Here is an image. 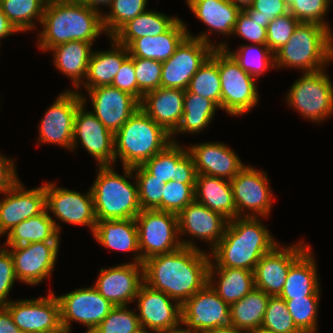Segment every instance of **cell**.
I'll return each instance as SVG.
<instances>
[{"instance_id": "obj_1", "label": "cell", "mask_w": 333, "mask_h": 333, "mask_svg": "<svg viewBox=\"0 0 333 333\" xmlns=\"http://www.w3.org/2000/svg\"><path fill=\"white\" fill-rule=\"evenodd\" d=\"M182 246L143 261L144 283L181 305L208 283L210 253Z\"/></svg>"}, {"instance_id": "obj_2", "label": "cell", "mask_w": 333, "mask_h": 333, "mask_svg": "<svg viewBox=\"0 0 333 333\" xmlns=\"http://www.w3.org/2000/svg\"><path fill=\"white\" fill-rule=\"evenodd\" d=\"M260 217H236L228 221L224 235L209 250V268H235L254 272L256 264L277 244Z\"/></svg>"}, {"instance_id": "obj_3", "label": "cell", "mask_w": 333, "mask_h": 333, "mask_svg": "<svg viewBox=\"0 0 333 333\" xmlns=\"http://www.w3.org/2000/svg\"><path fill=\"white\" fill-rule=\"evenodd\" d=\"M37 44L43 52L71 41L96 42L105 33L102 14L76 0H47Z\"/></svg>"}, {"instance_id": "obj_4", "label": "cell", "mask_w": 333, "mask_h": 333, "mask_svg": "<svg viewBox=\"0 0 333 333\" xmlns=\"http://www.w3.org/2000/svg\"><path fill=\"white\" fill-rule=\"evenodd\" d=\"M113 165L98 166L92 191L97 221L135 219L141 212L136 180L132 167H123L118 174ZM132 179V181L129 180Z\"/></svg>"}, {"instance_id": "obj_5", "label": "cell", "mask_w": 333, "mask_h": 333, "mask_svg": "<svg viewBox=\"0 0 333 333\" xmlns=\"http://www.w3.org/2000/svg\"><path fill=\"white\" fill-rule=\"evenodd\" d=\"M333 61V33L318 23L300 22L287 43L274 53L278 68H296L303 73L324 69Z\"/></svg>"}, {"instance_id": "obj_6", "label": "cell", "mask_w": 333, "mask_h": 333, "mask_svg": "<svg viewBox=\"0 0 333 333\" xmlns=\"http://www.w3.org/2000/svg\"><path fill=\"white\" fill-rule=\"evenodd\" d=\"M114 139L115 163L120 160L123 167L142 165L172 142L171 134L142 109L129 118Z\"/></svg>"}, {"instance_id": "obj_7", "label": "cell", "mask_w": 333, "mask_h": 333, "mask_svg": "<svg viewBox=\"0 0 333 333\" xmlns=\"http://www.w3.org/2000/svg\"><path fill=\"white\" fill-rule=\"evenodd\" d=\"M325 69L303 73L286 95L290 108L318 124L333 115V84Z\"/></svg>"}, {"instance_id": "obj_8", "label": "cell", "mask_w": 333, "mask_h": 333, "mask_svg": "<svg viewBox=\"0 0 333 333\" xmlns=\"http://www.w3.org/2000/svg\"><path fill=\"white\" fill-rule=\"evenodd\" d=\"M221 109L230 116L249 113L259 102L256 78L244 71L233 57L218 48Z\"/></svg>"}, {"instance_id": "obj_9", "label": "cell", "mask_w": 333, "mask_h": 333, "mask_svg": "<svg viewBox=\"0 0 333 333\" xmlns=\"http://www.w3.org/2000/svg\"><path fill=\"white\" fill-rule=\"evenodd\" d=\"M138 229L141 264L150 257L178 250V215L159 210H141L135 218Z\"/></svg>"}, {"instance_id": "obj_10", "label": "cell", "mask_w": 333, "mask_h": 333, "mask_svg": "<svg viewBox=\"0 0 333 333\" xmlns=\"http://www.w3.org/2000/svg\"><path fill=\"white\" fill-rule=\"evenodd\" d=\"M230 183L237 217L268 219L274 200L266 170H258L248 164L230 180Z\"/></svg>"}, {"instance_id": "obj_11", "label": "cell", "mask_w": 333, "mask_h": 333, "mask_svg": "<svg viewBox=\"0 0 333 333\" xmlns=\"http://www.w3.org/2000/svg\"><path fill=\"white\" fill-rule=\"evenodd\" d=\"M181 326L189 333L230 326V305L207 283L181 305Z\"/></svg>"}, {"instance_id": "obj_12", "label": "cell", "mask_w": 333, "mask_h": 333, "mask_svg": "<svg viewBox=\"0 0 333 333\" xmlns=\"http://www.w3.org/2000/svg\"><path fill=\"white\" fill-rule=\"evenodd\" d=\"M49 106L38 126L40 143L58 145L71 150L74 121L78 107L83 103L81 94L66 89Z\"/></svg>"}, {"instance_id": "obj_13", "label": "cell", "mask_w": 333, "mask_h": 333, "mask_svg": "<svg viewBox=\"0 0 333 333\" xmlns=\"http://www.w3.org/2000/svg\"><path fill=\"white\" fill-rule=\"evenodd\" d=\"M82 104L78 107L75 121L71 151L79 145L95 158L97 166L115 164V139L100 120L85 106L87 97L81 94ZM114 163V164H113Z\"/></svg>"}, {"instance_id": "obj_14", "label": "cell", "mask_w": 333, "mask_h": 333, "mask_svg": "<svg viewBox=\"0 0 333 333\" xmlns=\"http://www.w3.org/2000/svg\"><path fill=\"white\" fill-rule=\"evenodd\" d=\"M57 298L61 324L70 332L71 321L83 324L87 331H93L114 307L94 286L81 287Z\"/></svg>"}, {"instance_id": "obj_15", "label": "cell", "mask_w": 333, "mask_h": 333, "mask_svg": "<svg viewBox=\"0 0 333 333\" xmlns=\"http://www.w3.org/2000/svg\"><path fill=\"white\" fill-rule=\"evenodd\" d=\"M46 209L62 223L87 226L93 234L97 222L91 189L82 194L64 187H57L55 182H44Z\"/></svg>"}, {"instance_id": "obj_16", "label": "cell", "mask_w": 333, "mask_h": 333, "mask_svg": "<svg viewBox=\"0 0 333 333\" xmlns=\"http://www.w3.org/2000/svg\"><path fill=\"white\" fill-rule=\"evenodd\" d=\"M215 48L187 36L174 54L162 62L161 87L187 90L191 78Z\"/></svg>"}, {"instance_id": "obj_17", "label": "cell", "mask_w": 333, "mask_h": 333, "mask_svg": "<svg viewBox=\"0 0 333 333\" xmlns=\"http://www.w3.org/2000/svg\"><path fill=\"white\" fill-rule=\"evenodd\" d=\"M59 246L60 242H38L5 248L12 256L18 281L35 286L46 278L51 279Z\"/></svg>"}, {"instance_id": "obj_18", "label": "cell", "mask_w": 333, "mask_h": 333, "mask_svg": "<svg viewBox=\"0 0 333 333\" xmlns=\"http://www.w3.org/2000/svg\"><path fill=\"white\" fill-rule=\"evenodd\" d=\"M5 307L20 331L45 333L62 326L59 300L52 290L46 297L12 299Z\"/></svg>"}, {"instance_id": "obj_19", "label": "cell", "mask_w": 333, "mask_h": 333, "mask_svg": "<svg viewBox=\"0 0 333 333\" xmlns=\"http://www.w3.org/2000/svg\"><path fill=\"white\" fill-rule=\"evenodd\" d=\"M305 243V244H304ZM310 247L304 240L293 245L277 244L266 253L254 269V286L269 296L282 292L291 265Z\"/></svg>"}, {"instance_id": "obj_20", "label": "cell", "mask_w": 333, "mask_h": 333, "mask_svg": "<svg viewBox=\"0 0 333 333\" xmlns=\"http://www.w3.org/2000/svg\"><path fill=\"white\" fill-rule=\"evenodd\" d=\"M228 219L216 211H212L207 206L193 201L189 203L178 214L179 237L184 247L199 249L194 244V239H181L182 235H190L192 238L201 239L209 244L212 250L224 235L228 224Z\"/></svg>"}, {"instance_id": "obj_21", "label": "cell", "mask_w": 333, "mask_h": 333, "mask_svg": "<svg viewBox=\"0 0 333 333\" xmlns=\"http://www.w3.org/2000/svg\"><path fill=\"white\" fill-rule=\"evenodd\" d=\"M0 199V237L6 236L16 225L46 209L45 184L26 189L19 179ZM5 197V198H4Z\"/></svg>"}, {"instance_id": "obj_22", "label": "cell", "mask_w": 333, "mask_h": 333, "mask_svg": "<svg viewBox=\"0 0 333 333\" xmlns=\"http://www.w3.org/2000/svg\"><path fill=\"white\" fill-rule=\"evenodd\" d=\"M135 303L137 307L135 306L134 310L138 311L141 327L160 332L181 326V304L162 291L152 289L143 283Z\"/></svg>"}, {"instance_id": "obj_23", "label": "cell", "mask_w": 333, "mask_h": 333, "mask_svg": "<svg viewBox=\"0 0 333 333\" xmlns=\"http://www.w3.org/2000/svg\"><path fill=\"white\" fill-rule=\"evenodd\" d=\"M143 283V264L126 262L107 269L101 267L93 286L114 306H129L135 303Z\"/></svg>"}, {"instance_id": "obj_24", "label": "cell", "mask_w": 333, "mask_h": 333, "mask_svg": "<svg viewBox=\"0 0 333 333\" xmlns=\"http://www.w3.org/2000/svg\"><path fill=\"white\" fill-rule=\"evenodd\" d=\"M88 91L93 114L114 135L140 109V102L118 88L98 86Z\"/></svg>"}, {"instance_id": "obj_25", "label": "cell", "mask_w": 333, "mask_h": 333, "mask_svg": "<svg viewBox=\"0 0 333 333\" xmlns=\"http://www.w3.org/2000/svg\"><path fill=\"white\" fill-rule=\"evenodd\" d=\"M142 166L164 184L171 180L185 184L196 183L197 172L193 157L187 147L180 145L177 140L145 161Z\"/></svg>"}, {"instance_id": "obj_26", "label": "cell", "mask_w": 333, "mask_h": 333, "mask_svg": "<svg viewBox=\"0 0 333 333\" xmlns=\"http://www.w3.org/2000/svg\"><path fill=\"white\" fill-rule=\"evenodd\" d=\"M197 174L231 180L245 166L237 153L222 142H203L187 147Z\"/></svg>"}, {"instance_id": "obj_27", "label": "cell", "mask_w": 333, "mask_h": 333, "mask_svg": "<svg viewBox=\"0 0 333 333\" xmlns=\"http://www.w3.org/2000/svg\"><path fill=\"white\" fill-rule=\"evenodd\" d=\"M186 2L195 17L208 27L207 32L199 35H193L187 29L188 36L210 44L214 48H218V43L212 42L209 34H214L215 31L224 37L232 36L241 10L230 0H186Z\"/></svg>"}, {"instance_id": "obj_28", "label": "cell", "mask_w": 333, "mask_h": 333, "mask_svg": "<svg viewBox=\"0 0 333 333\" xmlns=\"http://www.w3.org/2000/svg\"><path fill=\"white\" fill-rule=\"evenodd\" d=\"M184 96L185 90L159 87L143 96L140 109L172 134L182 119Z\"/></svg>"}, {"instance_id": "obj_29", "label": "cell", "mask_w": 333, "mask_h": 333, "mask_svg": "<svg viewBox=\"0 0 333 333\" xmlns=\"http://www.w3.org/2000/svg\"><path fill=\"white\" fill-rule=\"evenodd\" d=\"M93 237L112 251L134 252L132 263L141 264L138 229L135 219H111L96 222Z\"/></svg>"}, {"instance_id": "obj_30", "label": "cell", "mask_w": 333, "mask_h": 333, "mask_svg": "<svg viewBox=\"0 0 333 333\" xmlns=\"http://www.w3.org/2000/svg\"><path fill=\"white\" fill-rule=\"evenodd\" d=\"M111 49L93 51L88 63L86 78L76 90L82 93L81 87L86 90L98 86L111 85L123 61L129 56L128 48L119 44L113 37H109Z\"/></svg>"}, {"instance_id": "obj_31", "label": "cell", "mask_w": 333, "mask_h": 333, "mask_svg": "<svg viewBox=\"0 0 333 333\" xmlns=\"http://www.w3.org/2000/svg\"><path fill=\"white\" fill-rule=\"evenodd\" d=\"M187 36V26L179 18L166 32L137 38L127 48L132 57L165 62Z\"/></svg>"}, {"instance_id": "obj_32", "label": "cell", "mask_w": 333, "mask_h": 333, "mask_svg": "<svg viewBox=\"0 0 333 333\" xmlns=\"http://www.w3.org/2000/svg\"><path fill=\"white\" fill-rule=\"evenodd\" d=\"M311 246L291 265L279 297L282 299L321 296L320 282Z\"/></svg>"}, {"instance_id": "obj_33", "label": "cell", "mask_w": 333, "mask_h": 333, "mask_svg": "<svg viewBox=\"0 0 333 333\" xmlns=\"http://www.w3.org/2000/svg\"><path fill=\"white\" fill-rule=\"evenodd\" d=\"M93 43L83 41H71L61 43L49 49L54 56L55 67L70 78L75 91L83 84L88 63L93 53Z\"/></svg>"}, {"instance_id": "obj_34", "label": "cell", "mask_w": 333, "mask_h": 333, "mask_svg": "<svg viewBox=\"0 0 333 333\" xmlns=\"http://www.w3.org/2000/svg\"><path fill=\"white\" fill-rule=\"evenodd\" d=\"M195 201L231 220L237 217L230 180L197 174Z\"/></svg>"}, {"instance_id": "obj_35", "label": "cell", "mask_w": 333, "mask_h": 333, "mask_svg": "<svg viewBox=\"0 0 333 333\" xmlns=\"http://www.w3.org/2000/svg\"><path fill=\"white\" fill-rule=\"evenodd\" d=\"M59 221L49 215L47 209L16 225L7 235L4 247H15L38 242H60Z\"/></svg>"}, {"instance_id": "obj_36", "label": "cell", "mask_w": 333, "mask_h": 333, "mask_svg": "<svg viewBox=\"0 0 333 333\" xmlns=\"http://www.w3.org/2000/svg\"><path fill=\"white\" fill-rule=\"evenodd\" d=\"M208 283L220 298L231 305L253 290L254 272L235 268H209Z\"/></svg>"}, {"instance_id": "obj_37", "label": "cell", "mask_w": 333, "mask_h": 333, "mask_svg": "<svg viewBox=\"0 0 333 333\" xmlns=\"http://www.w3.org/2000/svg\"><path fill=\"white\" fill-rule=\"evenodd\" d=\"M269 298L263 290L254 287L242 299L230 305V325L246 333L259 330Z\"/></svg>"}, {"instance_id": "obj_38", "label": "cell", "mask_w": 333, "mask_h": 333, "mask_svg": "<svg viewBox=\"0 0 333 333\" xmlns=\"http://www.w3.org/2000/svg\"><path fill=\"white\" fill-rule=\"evenodd\" d=\"M177 16L146 10L136 18L128 21L112 37L128 47L135 39L147 36H157L166 32L177 20Z\"/></svg>"}, {"instance_id": "obj_39", "label": "cell", "mask_w": 333, "mask_h": 333, "mask_svg": "<svg viewBox=\"0 0 333 333\" xmlns=\"http://www.w3.org/2000/svg\"><path fill=\"white\" fill-rule=\"evenodd\" d=\"M219 107L210 99L185 90L184 108L181 122L171 134V141L176 142L174 136L180 133H199L209 127L215 112Z\"/></svg>"}, {"instance_id": "obj_40", "label": "cell", "mask_w": 333, "mask_h": 333, "mask_svg": "<svg viewBox=\"0 0 333 333\" xmlns=\"http://www.w3.org/2000/svg\"><path fill=\"white\" fill-rule=\"evenodd\" d=\"M227 44L225 41L218 43V48L227 51L244 71L256 79L270 67L274 69V53L267 45L242 44L232 51Z\"/></svg>"}, {"instance_id": "obj_41", "label": "cell", "mask_w": 333, "mask_h": 333, "mask_svg": "<svg viewBox=\"0 0 333 333\" xmlns=\"http://www.w3.org/2000/svg\"><path fill=\"white\" fill-rule=\"evenodd\" d=\"M46 3L47 0H0L3 13L19 33L36 29L35 20L41 24Z\"/></svg>"}, {"instance_id": "obj_42", "label": "cell", "mask_w": 333, "mask_h": 333, "mask_svg": "<svg viewBox=\"0 0 333 333\" xmlns=\"http://www.w3.org/2000/svg\"><path fill=\"white\" fill-rule=\"evenodd\" d=\"M191 93L213 101L221 109V81L218 70V48H215L207 60L191 78L187 88Z\"/></svg>"}, {"instance_id": "obj_43", "label": "cell", "mask_w": 333, "mask_h": 333, "mask_svg": "<svg viewBox=\"0 0 333 333\" xmlns=\"http://www.w3.org/2000/svg\"><path fill=\"white\" fill-rule=\"evenodd\" d=\"M148 0H112L108 13L103 11L102 24L105 35L112 37L128 21L146 11Z\"/></svg>"}, {"instance_id": "obj_44", "label": "cell", "mask_w": 333, "mask_h": 333, "mask_svg": "<svg viewBox=\"0 0 333 333\" xmlns=\"http://www.w3.org/2000/svg\"><path fill=\"white\" fill-rule=\"evenodd\" d=\"M293 322L302 333H317L320 296L283 299Z\"/></svg>"}, {"instance_id": "obj_45", "label": "cell", "mask_w": 333, "mask_h": 333, "mask_svg": "<svg viewBox=\"0 0 333 333\" xmlns=\"http://www.w3.org/2000/svg\"><path fill=\"white\" fill-rule=\"evenodd\" d=\"M260 329L274 333H302L294 324L285 300L279 296H270Z\"/></svg>"}, {"instance_id": "obj_46", "label": "cell", "mask_w": 333, "mask_h": 333, "mask_svg": "<svg viewBox=\"0 0 333 333\" xmlns=\"http://www.w3.org/2000/svg\"><path fill=\"white\" fill-rule=\"evenodd\" d=\"M142 210H155L162 203L165 184L151 175L142 165L132 167Z\"/></svg>"}, {"instance_id": "obj_47", "label": "cell", "mask_w": 333, "mask_h": 333, "mask_svg": "<svg viewBox=\"0 0 333 333\" xmlns=\"http://www.w3.org/2000/svg\"><path fill=\"white\" fill-rule=\"evenodd\" d=\"M195 200V184L179 183L171 180L165 183L162 203L155 209L179 214L189 203Z\"/></svg>"}, {"instance_id": "obj_48", "label": "cell", "mask_w": 333, "mask_h": 333, "mask_svg": "<svg viewBox=\"0 0 333 333\" xmlns=\"http://www.w3.org/2000/svg\"><path fill=\"white\" fill-rule=\"evenodd\" d=\"M140 327L137 312L125 306H114L93 330L94 333H133Z\"/></svg>"}, {"instance_id": "obj_49", "label": "cell", "mask_w": 333, "mask_h": 333, "mask_svg": "<svg viewBox=\"0 0 333 333\" xmlns=\"http://www.w3.org/2000/svg\"><path fill=\"white\" fill-rule=\"evenodd\" d=\"M332 2V0H295L289 5V12L300 22L318 23L333 33L325 19Z\"/></svg>"}, {"instance_id": "obj_50", "label": "cell", "mask_w": 333, "mask_h": 333, "mask_svg": "<svg viewBox=\"0 0 333 333\" xmlns=\"http://www.w3.org/2000/svg\"><path fill=\"white\" fill-rule=\"evenodd\" d=\"M134 68L141 102L146 93L161 87L162 62L134 57Z\"/></svg>"}, {"instance_id": "obj_51", "label": "cell", "mask_w": 333, "mask_h": 333, "mask_svg": "<svg viewBox=\"0 0 333 333\" xmlns=\"http://www.w3.org/2000/svg\"><path fill=\"white\" fill-rule=\"evenodd\" d=\"M299 23L300 21L290 12L270 21L267 26V46L269 49L275 53L283 47Z\"/></svg>"}, {"instance_id": "obj_52", "label": "cell", "mask_w": 333, "mask_h": 333, "mask_svg": "<svg viewBox=\"0 0 333 333\" xmlns=\"http://www.w3.org/2000/svg\"><path fill=\"white\" fill-rule=\"evenodd\" d=\"M244 11L251 19L263 23V27L267 29L270 21L289 13V6L286 0H254Z\"/></svg>"}, {"instance_id": "obj_53", "label": "cell", "mask_w": 333, "mask_h": 333, "mask_svg": "<svg viewBox=\"0 0 333 333\" xmlns=\"http://www.w3.org/2000/svg\"><path fill=\"white\" fill-rule=\"evenodd\" d=\"M232 35L250 41L252 44L267 45V29L263 27V23L251 19L244 10L238 13Z\"/></svg>"}, {"instance_id": "obj_54", "label": "cell", "mask_w": 333, "mask_h": 333, "mask_svg": "<svg viewBox=\"0 0 333 333\" xmlns=\"http://www.w3.org/2000/svg\"><path fill=\"white\" fill-rule=\"evenodd\" d=\"M18 281L13 259L10 252L1 245L0 248V306L7 305L11 300L9 293L12 290L15 281Z\"/></svg>"}, {"instance_id": "obj_55", "label": "cell", "mask_w": 333, "mask_h": 333, "mask_svg": "<svg viewBox=\"0 0 333 333\" xmlns=\"http://www.w3.org/2000/svg\"><path fill=\"white\" fill-rule=\"evenodd\" d=\"M111 86L129 93L139 101V88L137 86V80L135 75L134 57L129 55L123 61Z\"/></svg>"}, {"instance_id": "obj_56", "label": "cell", "mask_w": 333, "mask_h": 333, "mask_svg": "<svg viewBox=\"0 0 333 333\" xmlns=\"http://www.w3.org/2000/svg\"><path fill=\"white\" fill-rule=\"evenodd\" d=\"M0 153V193L9 190L18 180V172L13 159Z\"/></svg>"}, {"instance_id": "obj_57", "label": "cell", "mask_w": 333, "mask_h": 333, "mask_svg": "<svg viewBox=\"0 0 333 333\" xmlns=\"http://www.w3.org/2000/svg\"><path fill=\"white\" fill-rule=\"evenodd\" d=\"M17 330L9 310L5 306H0V333H14Z\"/></svg>"}, {"instance_id": "obj_58", "label": "cell", "mask_w": 333, "mask_h": 333, "mask_svg": "<svg viewBox=\"0 0 333 333\" xmlns=\"http://www.w3.org/2000/svg\"><path fill=\"white\" fill-rule=\"evenodd\" d=\"M19 33L15 27L9 22L6 15L3 13V10L0 6V41L6 37H9L12 34Z\"/></svg>"}, {"instance_id": "obj_59", "label": "cell", "mask_w": 333, "mask_h": 333, "mask_svg": "<svg viewBox=\"0 0 333 333\" xmlns=\"http://www.w3.org/2000/svg\"><path fill=\"white\" fill-rule=\"evenodd\" d=\"M81 3H84L89 8L98 11L100 14H103L101 11L102 6L109 7L112 3V0H76Z\"/></svg>"}, {"instance_id": "obj_60", "label": "cell", "mask_w": 333, "mask_h": 333, "mask_svg": "<svg viewBox=\"0 0 333 333\" xmlns=\"http://www.w3.org/2000/svg\"><path fill=\"white\" fill-rule=\"evenodd\" d=\"M204 333H246L243 331L237 330L233 326H227V327H220V328H215V329H210Z\"/></svg>"}, {"instance_id": "obj_61", "label": "cell", "mask_w": 333, "mask_h": 333, "mask_svg": "<svg viewBox=\"0 0 333 333\" xmlns=\"http://www.w3.org/2000/svg\"><path fill=\"white\" fill-rule=\"evenodd\" d=\"M240 10H244L252 5L254 0H230Z\"/></svg>"}, {"instance_id": "obj_62", "label": "cell", "mask_w": 333, "mask_h": 333, "mask_svg": "<svg viewBox=\"0 0 333 333\" xmlns=\"http://www.w3.org/2000/svg\"><path fill=\"white\" fill-rule=\"evenodd\" d=\"M159 333H189V332L187 330H185L184 327L182 328V326H180L175 329L160 331Z\"/></svg>"}, {"instance_id": "obj_63", "label": "cell", "mask_w": 333, "mask_h": 333, "mask_svg": "<svg viewBox=\"0 0 333 333\" xmlns=\"http://www.w3.org/2000/svg\"><path fill=\"white\" fill-rule=\"evenodd\" d=\"M133 333H159L158 331L152 330L145 327H139L135 332Z\"/></svg>"}, {"instance_id": "obj_64", "label": "cell", "mask_w": 333, "mask_h": 333, "mask_svg": "<svg viewBox=\"0 0 333 333\" xmlns=\"http://www.w3.org/2000/svg\"><path fill=\"white\" fill-rule=\"evenodd\" d=\"M45 333H71V332L68 329H66L65 327L61 326L60 328H58L56 330L45 332Z\"/></svg>"}, {"instance_id": "obj_65", "label": "cell", "mask_w": 333, "mask_h": 333, "mask_svg": "<svg viewBox=\"0 0 333 333\" xmlns=\"http://www.w3.org/2000/svg\"><path fill=\"white\" fill-rule=\"evenodd\" d=\"M252 333H274V332H270V331H267V330H264V329H259L255 332H252Z\"/></svg>"}, {"instance_id": "obj_66", "label": "cell", "mask_w": 333, "mask_h": 333, "mask_svg": "<svg viewBox=\"0 0 333 333\" xmlns=\"http://www.w3.org/2000/svg\"><path fill=\"white\" fill-rule=\"evenodd\" d=\"M14 333H29V332H25V331H20L19 329L17 331H15Z\"/></svg>"}, {"instance_id": "obj_67", "label": "cell", "mask_w": 333, "mask_h": 333, "mask_svg": "<svg viewBox=\"0 0 333 333\" xmlns=\"http://www.w3.org/2000/svg\"><path fill=\"white\" fill-rule=\"evenodd\" d=\"M293 1H295V0H286L288 6H289Z\"/></svg>"}, {"instance_id": "obj_68", "label": "cell", "mask_w": 333, "mask_h": 333, "mask_svg": "<svg viewBox=\"0 0 333 333\" xmlns=\"http://www.w3.org/2000/svg\"><path fill=\"white\" fill-rule=\"evenodd\" d=\"M84 333H94V332H93V331H87V330H86Z\"/></svg>"}]
</instances>
